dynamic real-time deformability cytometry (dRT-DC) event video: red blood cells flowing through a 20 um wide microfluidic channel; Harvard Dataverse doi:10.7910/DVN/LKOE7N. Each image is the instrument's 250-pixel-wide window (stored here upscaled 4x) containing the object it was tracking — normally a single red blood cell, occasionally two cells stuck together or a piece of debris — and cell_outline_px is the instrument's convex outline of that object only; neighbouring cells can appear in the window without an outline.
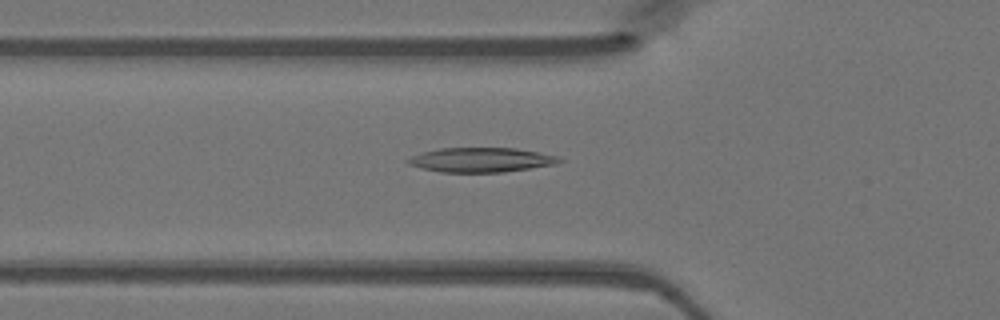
{"species": "Egyptian fruit bat (a non-hibernating species)", "species_latin": "Rousettus aegyptiacus", "temperature_condition": "warm", "stored_images_in_passage": 35, "camera_frame_rate_fps": 3000, "um_per_image_px": 0.085, "animal": {"sex": "female"}, "frame": {"image": 1, "passage_image": 4, "time_ms": 1.0, "image_size_px": [1000, 320], "cell_outline_px": [[564, 160], [556, 164], [504, 172], [440, 172], [420, 168], [408, 164], [404, 160], [412, 156], [424, 152], [440, 148], [516, 148], [560, 156]], "centroid_in_image_um": [40.91, 13.59], "position_along_channel_um": 84.9, "area_um2": 21.68}}
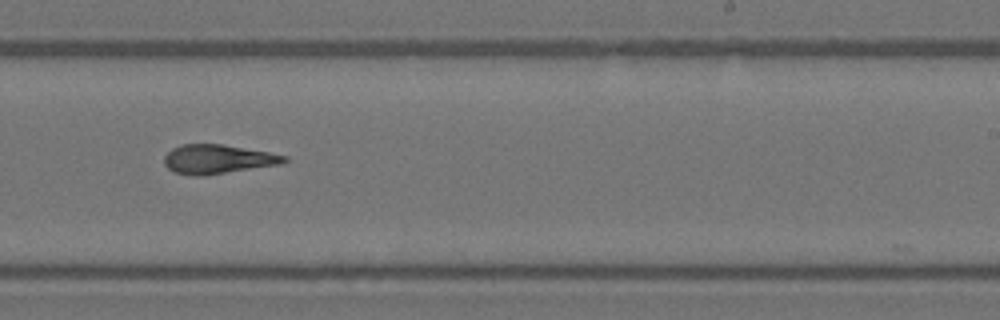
{"frame": {"image": 2, "passage_image": 17, "time_ms": 5.333, "image_size_px": [1000, 320], "cell_outline_px": [[288, 160], [284, 164], [204, 176], [196, 176], [176, 172], [168, 168], [164, 164], [164, 156], [172, 148], [184, 144], [220, 144], [268, 152], [288, 156]], "centroid_in_image_um": [18.54, 13.54], "position_along_channel_um": 270.5, "area_um2": 20.4}}
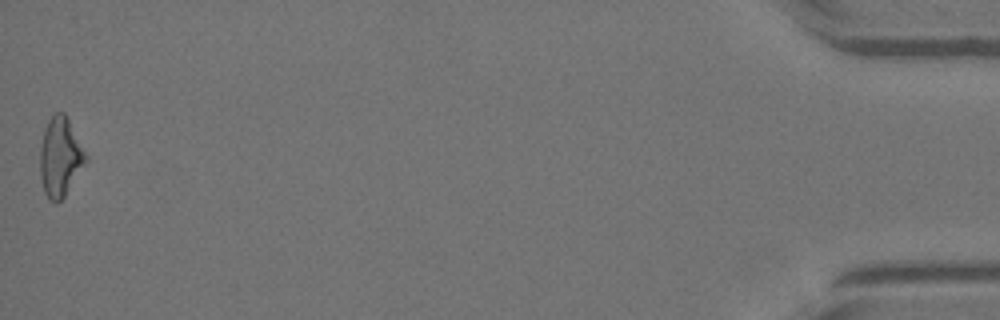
{"frame": {"image": 3, "passage_image": 35, "time_ms": 11.333, "image_size_px": [1000, 320], "cell_outline_px": [[88, 160], [64, 196], [56, 204], [48, 200], [44, 192], [40, 176], [40, 148], [44, 128], [48, 120], [56, 112], [64, 112], [88, 156]], "centroid_in_image_um": [5.11, 13.36], "position_along_channel_um": 430.1, "area_um2": 21.1}}